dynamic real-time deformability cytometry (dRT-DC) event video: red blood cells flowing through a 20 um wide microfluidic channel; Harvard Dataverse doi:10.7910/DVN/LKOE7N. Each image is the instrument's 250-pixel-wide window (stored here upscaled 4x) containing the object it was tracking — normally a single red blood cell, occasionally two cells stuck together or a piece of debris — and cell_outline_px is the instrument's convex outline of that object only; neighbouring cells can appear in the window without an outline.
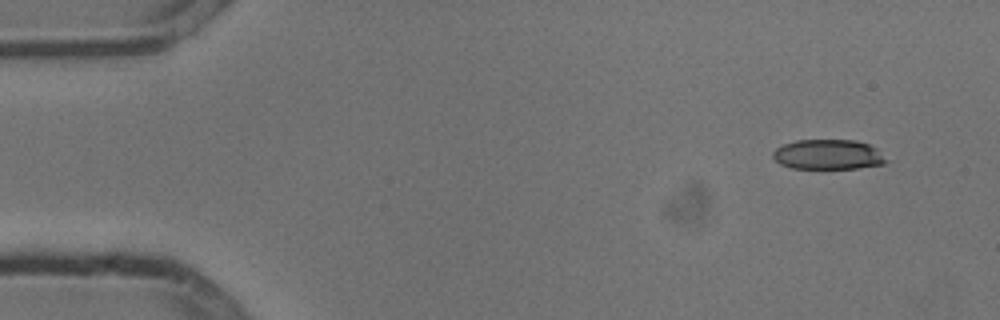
{"species": "common noctule bat (a hibernating species)", "species_latin": "Nyctalus noctula", "temperature_condition": "cold", "stored_images_in_passage": 4, "camera_frame_rate_fps": 3000, "um_per_image_px": 0.085, "animal": {"sex": "male", "body_mass_g": 13.3}, "frame": {"image": 1, "passage_image": 1, "time_ms": 0.0, "image_size_px": [1000, 320], "cell_outline_px": [[888, 160], [884, 164], [856, 168], [792, 168], [780, 164], [772, 156], [772, 152], [776, 148], [784, 144], [796, 140], [856, 140], [868, 144], [876, 148]], "centroid_in_image_um": [70.38, 13.13], "position_along_channel_um": 14.6, "area_um2": 19.71}}